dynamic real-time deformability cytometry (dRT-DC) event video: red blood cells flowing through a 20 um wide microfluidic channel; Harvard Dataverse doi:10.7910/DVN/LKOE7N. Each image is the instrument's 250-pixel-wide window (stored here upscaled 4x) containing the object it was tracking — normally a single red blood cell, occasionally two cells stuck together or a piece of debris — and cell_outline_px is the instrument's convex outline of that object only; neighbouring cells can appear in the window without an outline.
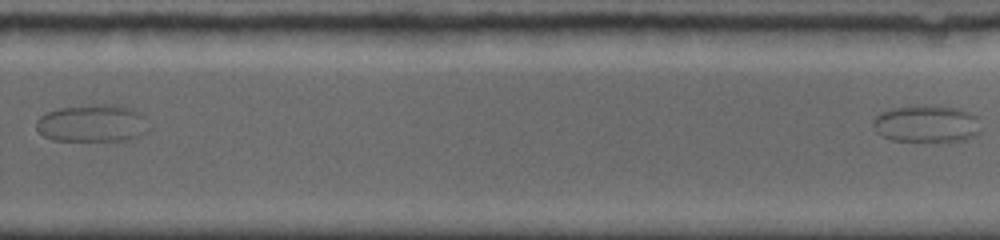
{"species": "common noctule bat (a hibernating species)", "species_latin": "Nyctalus noctula", "temperature_condition": "room temperature", "stored_images_in_passage": 16, "segment_of_instrument_passage": [2, 2], "camera_frame_rate_fps": 5000, "um_per_image_px": 0.085, "animal": {"sex": "female", "body_mass_g": 19.0, "forearm_length_mm": 56.7}, "frame": {"image": 1, "passage_image": 16, "time_ms": 8.2, "image_size_px": [1000, 240], "cell_outline_px": [[980, 132], [976, 136], [964, 140], [888, 140], [880, 136], [876, 132], [872, 124], [872, 120], [880, 112], [892, 108], [956, 108], [972, 112], [976, 116]], "centroid_in_image_um": [78.72, 10.56], "position_along_channel_um": 251.1, "area_um2": 22.48}}